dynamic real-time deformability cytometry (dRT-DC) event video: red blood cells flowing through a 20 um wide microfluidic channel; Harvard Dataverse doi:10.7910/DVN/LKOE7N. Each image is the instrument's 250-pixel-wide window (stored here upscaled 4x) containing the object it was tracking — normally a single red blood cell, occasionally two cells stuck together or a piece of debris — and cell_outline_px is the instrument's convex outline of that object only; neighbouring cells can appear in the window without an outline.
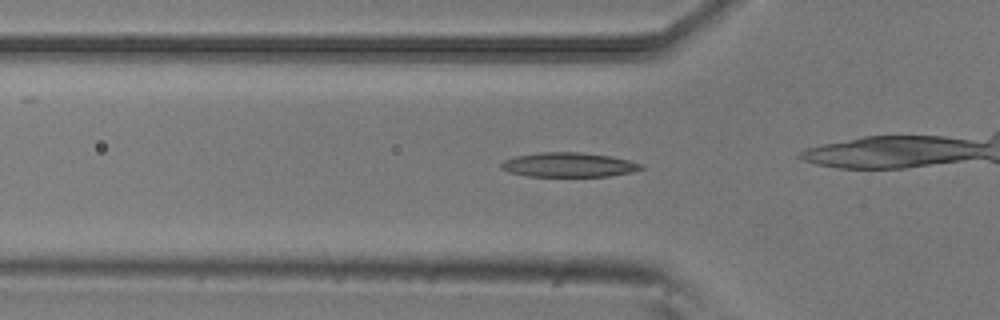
{"species": "common noctule bat (a hibernating species)", "species_latin": "Nyctalus noctula", "temperature_condition": "room temperature", "stored_images_in_passage": 29, "camera_frame_rate_fps": 3000, "um_per_image_px": 0.085, "animal": {"sex": "male", "body_mass_g": 20.5, "forearm_length_mm": 52.5}, "frame": {"image": 1, "passage_image": 5, "time_ms": 1.333, "image_size_px": [1000, 320], "cell_outline_px": [[644, 168], [632, 172], [608, 176], [524, 176], [508, 172], [500, 168], [500, 164], [504, 160], [516, 156], [540, 152], [580, 152], [612, 156], [644, 164]], "centroid_in_image_um": [48.33, 14.01], "position_along_channel_um": 77.5, "area_um2": 20.06}}
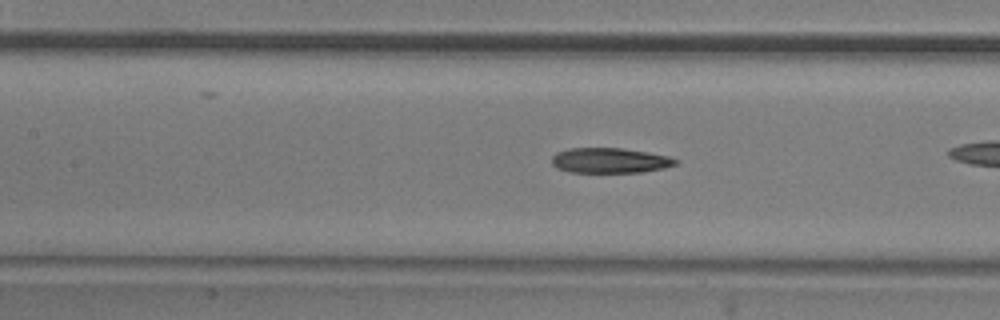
{"frame": {"image": 2, "passage_image": 11, "time_ms": 3.333, "image_size_px": [1000, 320], "cell_outline_px": [[680, 160], [676, 164], [664, 168], [640, 172], [568, 172], [556, 168], [552, 164], [552, 156], [556, 152], [568, 148], [620, 148], [648, 152], [668, 156]], "centroid_in_image_um": [51.82, 13.64], "position_along_channel_um": 155.6, "area_um2": 18.21}}
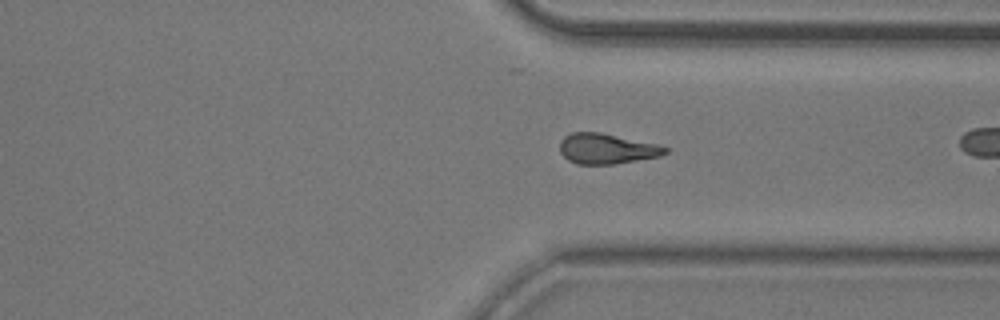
{"frame": {"image": 3, "passage_image": 27, "time_ms": 8.667, "image_size_px": [1000, 320], "cell_outline_px": [[668, 152], [660, 156], [616, 164], [576, 164], [568, 160], [560, 152], [560, 140], [564, 136], [572, 132], [600, 132], [656, 144], [668, 148]], "centroid_in_image_um": [51.55, 12.64], "position_along_channel_um": 359.9, "area_um2": 18.61}}